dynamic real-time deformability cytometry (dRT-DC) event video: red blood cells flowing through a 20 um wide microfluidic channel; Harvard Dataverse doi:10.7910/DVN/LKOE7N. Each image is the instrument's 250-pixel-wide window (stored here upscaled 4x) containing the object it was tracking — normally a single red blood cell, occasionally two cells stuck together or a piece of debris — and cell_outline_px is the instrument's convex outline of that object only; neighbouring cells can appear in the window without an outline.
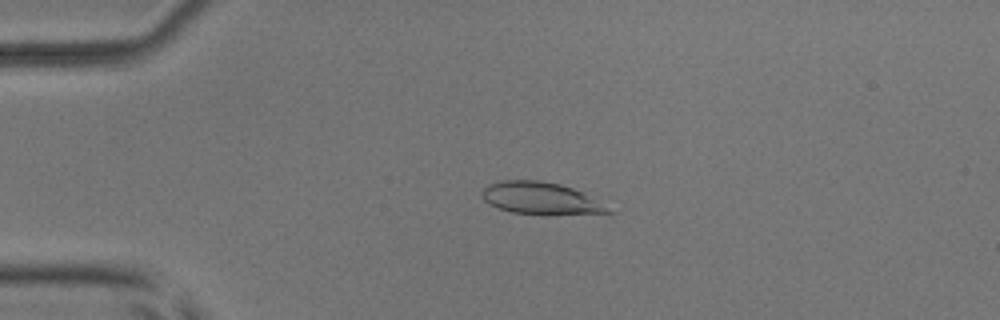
{"species": "common noctule bat (a hibernating species)", "species_latin": "Nyctalus noctula", "temperature_condition": "room temperature", "stored_images_in_passage": 53, "camera_frame_rate_fps": 3000, "um_per_image_px": 0.085, "animal": {"sex": "male", "body_mass_g": 17.9, "forearm_length_mm": 54.2}, "frame": {"image": 1, "passage_image": 13, "time_ms": 4.0, "image_size_px": [1000, 320], "cell_outline_px": [[616, 212], [512, 212], [496, 208], [488, 204], [484, 200], [484, 188], [488, 184], [504, 180], [540, 180], [560, 184], [572, 188], [580, 192]], "centroid_in_image_um": [45.83, 16.8], "position_along_channel_um": 39.2, "area_um2": 22.14}}
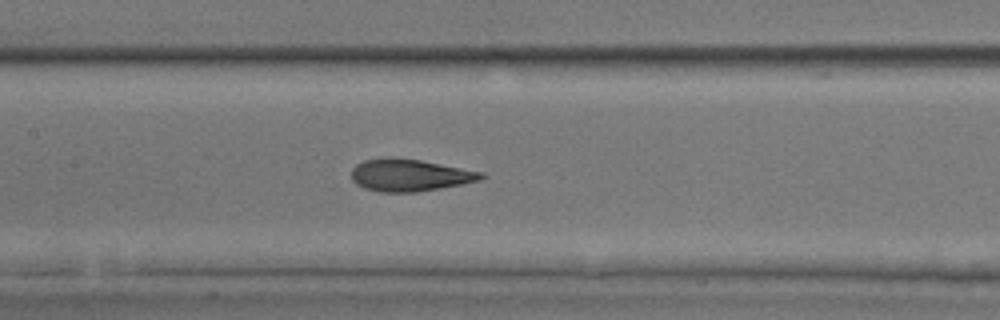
{"frame": {"image": 2, "passage_image": 26, "time_ms": 8.333, "image_size_px": [1000, 320], "cell_outline_px": [[488, 176], [480, 180], [440, 188], [416, 192], [380, 192], [364, 188], [356, 184], [352, 180], [352, 168], [356, 164], [364, 160], [388, 156], [392, 156], [420, 160], [484, 172]], "centroid_in_image_um": [34.81, 14.87], "position_along_channel_um": 172.6, "area_um2": 24.51}}
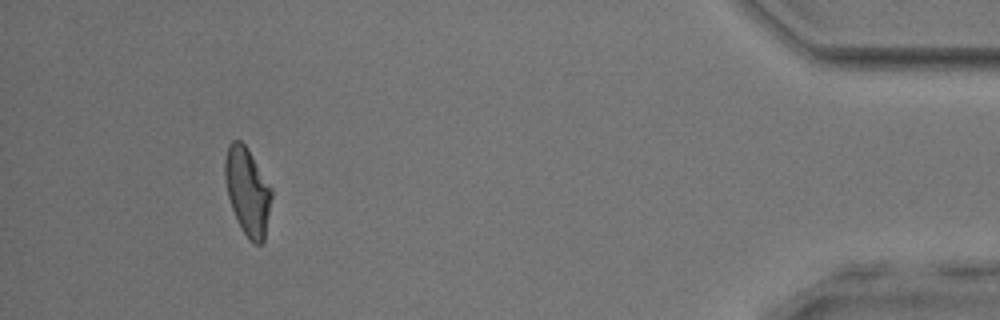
{"frame": {"image": 3, "passage_image": 49, "time_ms": 16.0, "image_size_px": [1000, 320], "cell_outline_px": [[272, 196], [264, 240], [260, 244], [256, 244], [240, 228], [232, 208], [228, 196], [224, 176], [224, 160], [228, 144], [232, 140], [240, 140], [244, 144], [272, 188]], "centroid_in_image_um": [21.02, 16.24], "position_along_channel_um": 414.2, "area_um2": 23.47}, "authors_computed_cell_mechanics": {"area_um2": 24.3916, "velocity_mm_per_s": 3.9627, "shape_relaxation_time_tau1_ms": 5.0423, "shape_relaxation_time_tau2_ms": 1.2765, "deformation_change_tau1": 0.1724, "deformation_change_tau2": 0.0624}}